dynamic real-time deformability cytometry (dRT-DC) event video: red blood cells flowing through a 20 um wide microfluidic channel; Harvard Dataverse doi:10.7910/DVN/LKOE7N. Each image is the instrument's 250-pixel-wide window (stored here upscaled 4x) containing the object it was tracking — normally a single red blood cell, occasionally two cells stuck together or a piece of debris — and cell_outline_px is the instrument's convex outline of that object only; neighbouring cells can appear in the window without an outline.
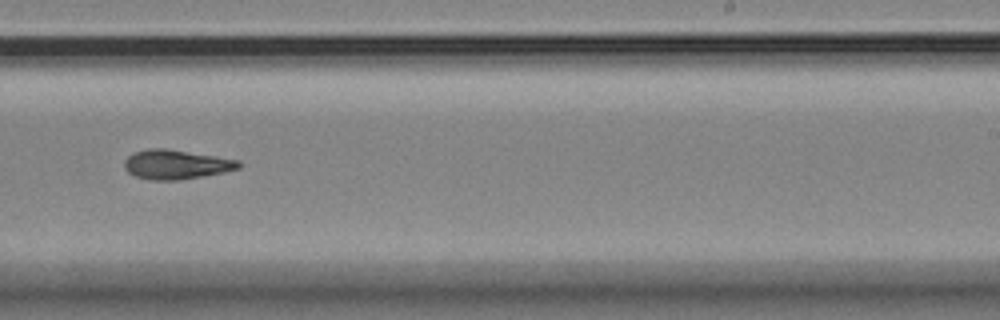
{"species": "Egyptian fruit bat (a non-hibernating species)", "species_latin": "Rousettus aegyptiacus", "temperature_condition": "room temperature", "stored_images_in_passage": 16, "camera_frame_rate_fps": 3000, "um_per_image_px": 0.085, "animal": {"sex": "female"}, "frame": {"image": 1, "passage_image": 10, "time_ms": 10.333, "image_size_px": [1000, 320], "cell_outline_px": [[240, 168], [224, 172], [204, 176], [180, 180], [152, 180], [136, 176], [128, 172], [124, 168], [124, 160], [132, 152], [148, 148], [168, 148], [240, 160]], "centroid_in_image_um": [14.96, 13.97], "position_along_channel_um": 274.0, "area_um2": 19.77}}
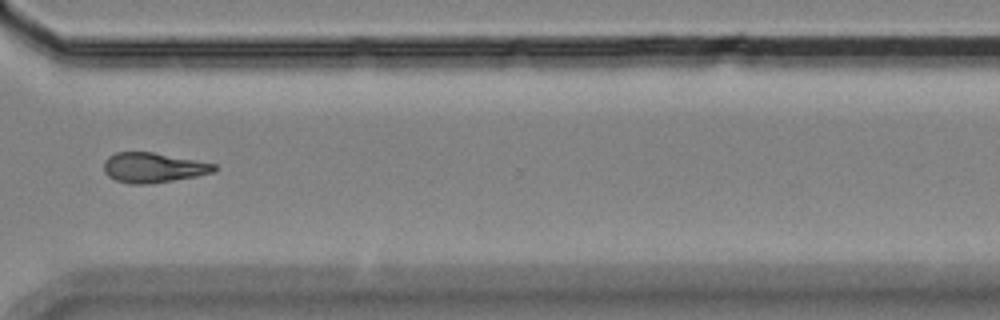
{"frame": {"image": 2, "passage_image": 12, "time_ms": 12.667, "image_size_px": [1000, 320], "cell_outline_px": [[216, 172], [196, 176], [148, 184], [128, 184], [116, 180], [108, 176], [104, 172], [104, 160], [108, 156], [116, 152], [152, 152], [216, 164]], "centroid_in_image_um": [12.99, 14.25], "position_along_channel_um": 357.6, "area_um2": 19.19}}
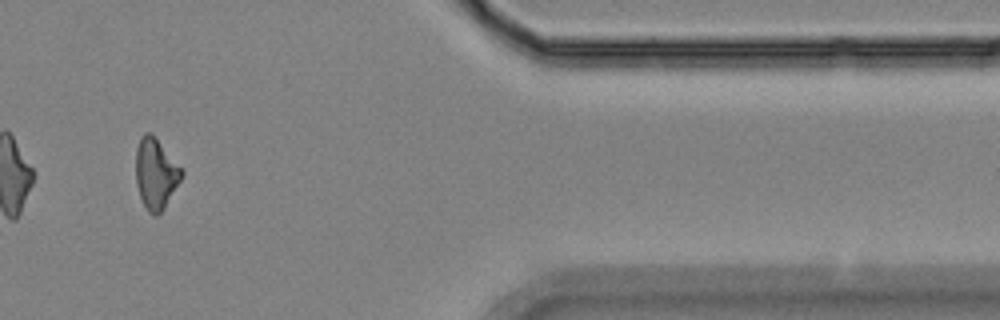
{"frame": {"image": 3, "passage_image": 14, "time_ms": 14.667, "image_size_px": [1000, 320], "cell_outline_px": [[184, 172], [180, 180], [164, 208], [156, 216], [152, 216], [148, 212], [140, 196], [136, 184], [136, 148], [140, 136], [144, 132], [152, 132], [184, 168]], "centroid_in_image_um": [13.25, 14.7], "position_along_channel_um": 398.2, "area_um2": 19.19}, "authors_computed_cell_mechanics": {"area_um2": 19.2763, "velocity_mm_per_s": 3.5813, "shape_relaxation_time_tau1_ms": 3.7133, "shape_relaxation_time_tau2_ms": 4.2836, "deformation_change_tau1": 0.1257, "deformation_change_tau2": 0.114}}